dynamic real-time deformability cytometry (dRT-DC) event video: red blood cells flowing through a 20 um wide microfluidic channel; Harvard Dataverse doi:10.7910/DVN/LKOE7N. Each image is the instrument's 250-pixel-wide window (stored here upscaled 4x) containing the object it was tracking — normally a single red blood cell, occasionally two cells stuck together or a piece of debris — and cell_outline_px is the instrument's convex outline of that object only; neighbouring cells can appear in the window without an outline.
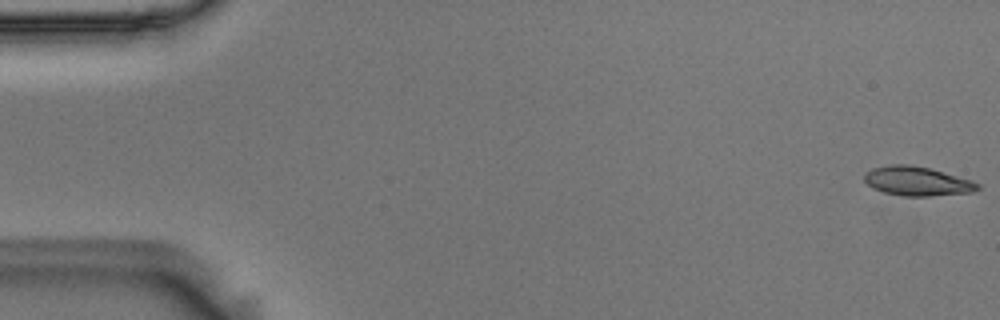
{"species": "Egyptian fruit bat (a non-hibernating species)", "species_latin": "Rousettus aegyptiacus", "temperature_condition": "room temperature", "stored_images_in_passage": 56, "camera_frame_rate_fps": 3000, "um_per_image_px": 0.085, "animal": {"sex": "male"}, "frame": {"image": 1, "passage_image": 1, "time_ms": 0.0, "image_size_px": [1000, 320], "cell_outline_px": [[980, 188], [972, 192], [932, 196], [904, 196], [884, 192], [872, 188], [864, 180], [864, 172], [872, 168], [888, 164], [908, 164], [928, 168], [972, 180], [980, 184]], "centroid_in_image_um": [77.93, 15.4], "position_along_channel_um": 7.1, "area_um2": 19.31}}
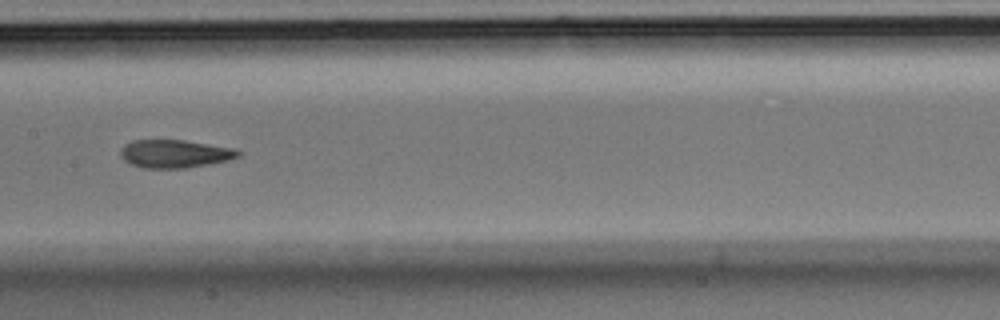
{"frame": {"image": 2, "passage_image": 28, "time_ms": 9.0, "image_size_px": [1000, 320], "cell_outline_px": [[240, 156], [228, 160], [208, 164], [184, 168], [144, 168], [132, 164], [124, 160], [120, 156], [120, 148], [124, 144], [132, 140], [184, 140], [232, 148], [240, 152]], "centroid_in_image_um": [14.8, 13.06], "position_along_channel_um": 192.6, "area_um2": 19.13}}
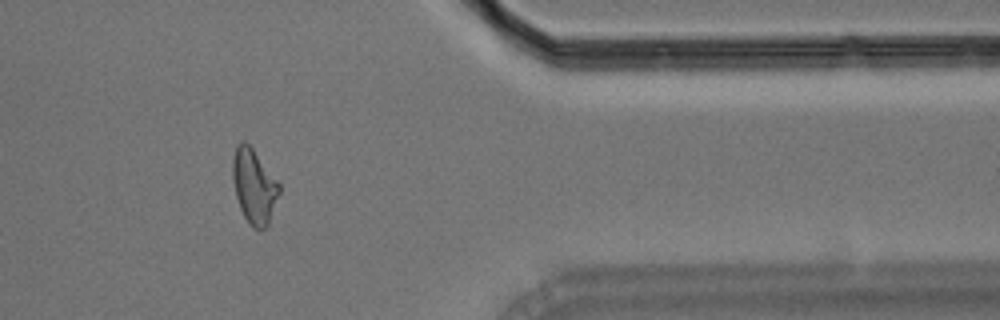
{"frame": {"image": 3, "passage_image": 46, "time_ms": 15.0, "image_size_px": [1000, 320], "cell_outline_px": [[280, 192], [268, 224], [260, 232], [252, 228], [248, 224], [240, 208], [236, 196], [232, 180], [232, 160], [236, 144], [240, 140], [244, 140], [252, 148], [280, 184]], "centroid_in_image_um": [21.57, 15.84], "position_along_channel_um": 389.8, "area_um2": 20.35}, "authors_computed_cell_mechanics": {"area_um2": 19.652, "velocity_mm_per_s": 3.621, "shape_relaxation_time_tau1_ms": null, "shape_relaxation_time_tau2_ms": 2.5214, "deformation_change_tau1": null, "deformation_change_tau2": 0.0985}}